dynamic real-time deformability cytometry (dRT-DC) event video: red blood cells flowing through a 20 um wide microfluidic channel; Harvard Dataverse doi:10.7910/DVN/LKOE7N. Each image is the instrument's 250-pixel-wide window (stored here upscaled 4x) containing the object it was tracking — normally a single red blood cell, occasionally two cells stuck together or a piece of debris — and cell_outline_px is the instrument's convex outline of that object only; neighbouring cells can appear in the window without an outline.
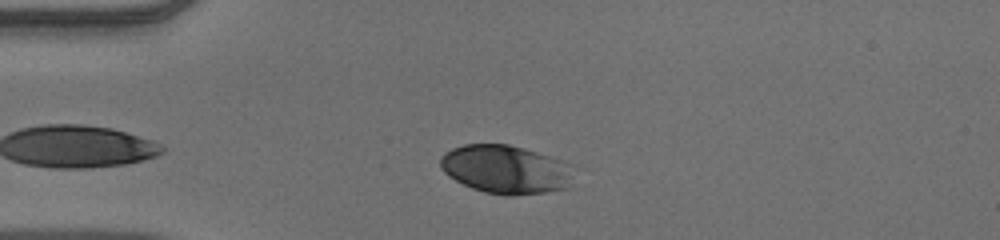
{"species": "human", "species_latin": "Homo sapiens", "temperature_condition": "warm", "stored_images_in_passage": 43, "camera_frame_rate_fps": 3000, "um_per_image_px": 0.085, "donor": {"sex": "male"}, "frame": {"image": 1, "passage_image": 4, "time_ms": 1.0, "image_size_px": [1000, 240], "cell_outline_px": [[572, 164], [568, 188], [544, 192], [512, 196], [508, 196], [484, 192], [472, 188], [448, 176], [440, 168], [440, 156], [444, 152], [452, 148], [464, 144], [508, 144], [524, 148], [552, 156]], "centroid_in_image_um": [42.96, 14.39], "position_along_channel_um": 42.0, "area_um2": 37.86}}
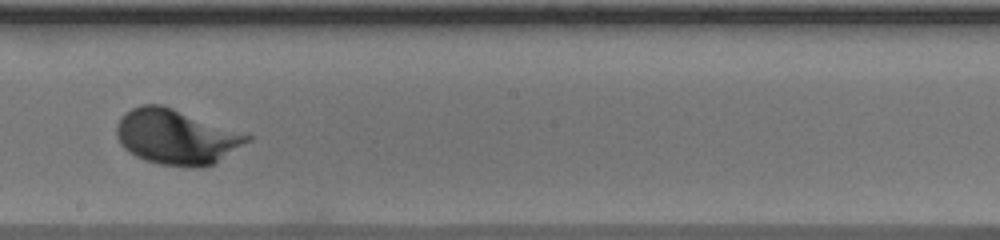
{"frame": {"image": 2, "passage_image": 21, "time_ms": 6.667, "image_size_px": [1000, 240], "cell_outline_px": [[252, 140], [212, 164], [192, 168], [160, 164], [144, 160], [128, 152], [120, 144], [116, 136], [116, 124], [120, 116], [124, 112], [140, 104], [160, 104], [172, 108], [252, 136]], "centroid_in_image_um": [14.92, 11.63], "position_along_channel_um": 233.3, "area_um2": 41.67}}
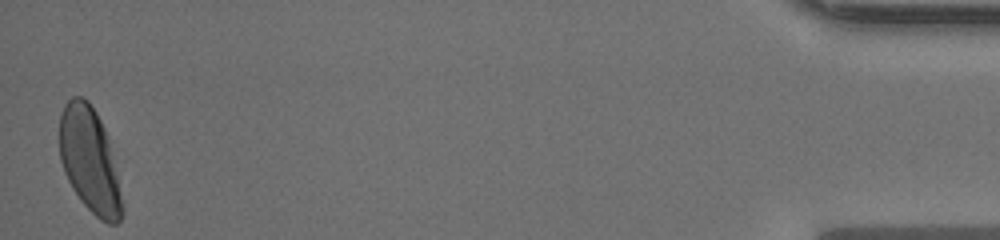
{"frame": {"image": 3, "passage_image": 43, "time_ms": 14.0, "image_size_px": [1000, 240], "cell_outline_px": [[124, 212], [120, 220], [116, 224], [108, 224], [100, 220], [80, 200], [72, 188], [64, 172], [60, 160], [60, 116], [64, 104], [72, 96], [80, 96], [88, 100], [96, 112], [108, 136], [124, 204]], "centroid_in_image_um": [7.63, 13.64], "position_along_channel_um": 427.6, "area_um2": 38.49}, "authors_computed_cell_mechanics": {"area_um2": 38.0324, "velocity_mm_per_s": 3.8655, "shape_relaxation_time_tau1_ms": 1.6855, "shape_relaxation_time_tau2_ms": null, "deformation_change_tau1": 0.1324, "deformation_change_tau2": null}}